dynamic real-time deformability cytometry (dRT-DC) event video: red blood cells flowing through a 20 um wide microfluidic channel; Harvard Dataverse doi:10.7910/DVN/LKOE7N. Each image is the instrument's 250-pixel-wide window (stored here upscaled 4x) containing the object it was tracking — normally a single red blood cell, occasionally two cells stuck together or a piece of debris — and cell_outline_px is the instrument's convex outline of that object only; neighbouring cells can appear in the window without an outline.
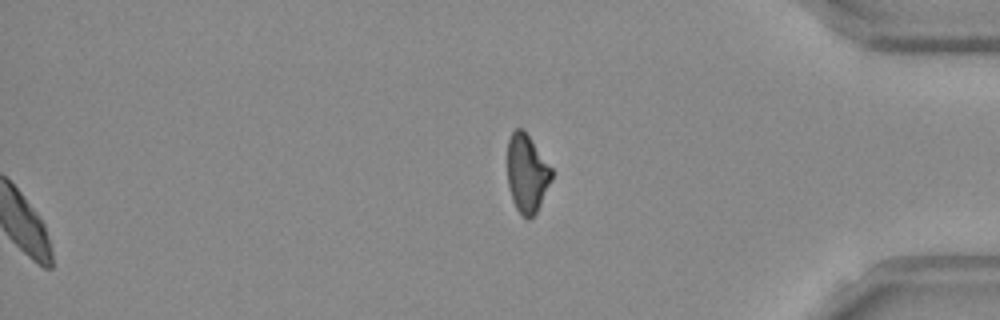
{"species": "Egyptian fruit bat (a non-hibernating species)", "species_latin": "Rousettus aegyptiacus", "temperature_condition": "room temperature", "stored_images_in_passage": 54, "segment_of_instrument_passage": [2, 2], "camera_frame_rate_fps": 3000, "um_per_image_px": 0.085, "frame": {"image": 1, "passage_image": 54, "time_ms": 17.667, "image_size_px": [1000, 320], "cell_outline_px": [[552, 180], [536, 212], [528, 220], [516, 208], [512, 200], [508, 184], [508, 140], [512, 132], [516, 128], [520, 128], [528, 136], [552, 168]], "centroid_in_image_um": [44.79, 14.76], "position_along_channel_um": 390.4, "area_um2": 19.77}}